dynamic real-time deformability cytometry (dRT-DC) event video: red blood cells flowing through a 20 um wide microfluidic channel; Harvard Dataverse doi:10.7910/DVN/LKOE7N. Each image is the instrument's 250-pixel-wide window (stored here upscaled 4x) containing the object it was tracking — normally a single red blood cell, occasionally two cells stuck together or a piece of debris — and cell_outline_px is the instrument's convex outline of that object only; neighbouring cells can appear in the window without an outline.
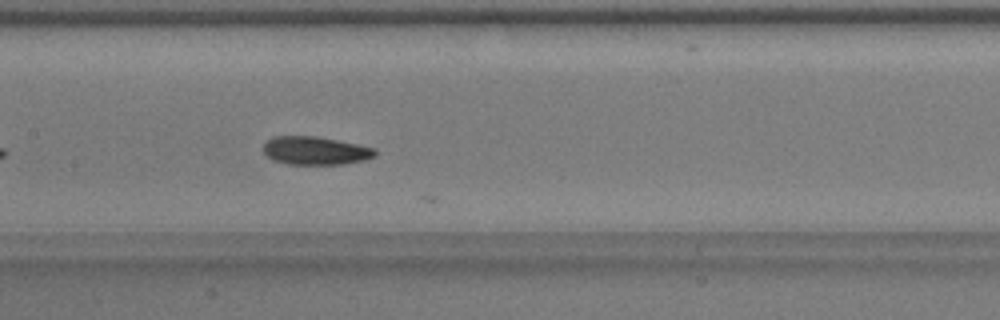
{"species": "common noctule bat (a hibernating species)", "species_latin": "Nyctalus noctula", "temperature_condition": "warm", "stored_images_in_passage": 14, "camera_frame_rate_fps": 3000, "um_per_image_px": 0.085, "animal": {"sex": "male", "body_mass_g": 17.9}, "frame": {"image": 1, "passage_image": 10, "time_ms": 3.0, "image_size_px": [1000, 320], "cell_outline_px": [[376, 156], [364, 160], [344, 164], [288, 164], [272, 160], [264, 152], [264, 144], [272, 136], [316, 136], [376, 148]], "centroid_in_image_um": [26.81, 12.81], "position_along_channel_um": 180.6, "area_um2": 18.32}}